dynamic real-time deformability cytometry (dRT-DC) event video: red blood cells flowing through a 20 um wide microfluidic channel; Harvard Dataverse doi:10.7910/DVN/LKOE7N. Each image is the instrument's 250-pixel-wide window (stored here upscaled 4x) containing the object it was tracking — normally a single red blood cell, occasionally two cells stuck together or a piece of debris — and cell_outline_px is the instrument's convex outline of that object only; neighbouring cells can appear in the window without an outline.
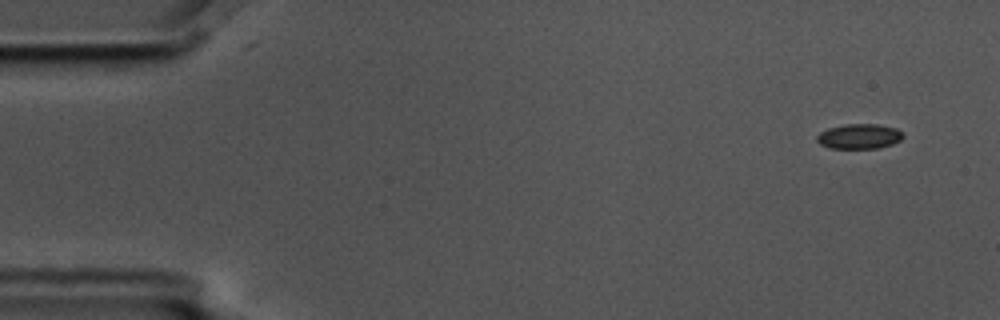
{"species": "common noctule bat (a hibernating species)", "species_latin": "Nyctalus noctula", "temperature_condition": "cold", "stored_images_in_passage": 54, "camera_frame_rate_fps": 3000, "um_per_image_px": 0.085, "animal": {"sex": "male", "body_mass_g": 17.5, "forearm_length_mm": 52.3}, "frame": {"image": 1, "passage_image": 1, "time_ms": 0.0, "image_size_px": [1000, 320], "cell_outline_px": [[904, 136], [900, 140], [892, 144], [876, 148], [828, 148], [820, 144], [816, 140], [816, 136], [820, 132], [828, 128], [848, 124], [876, 124], [896, 128]], "centroid_in_image_um": [73.0, 11.59], "position_along_channel_um": 12.0, "area_um2": 12.43}}
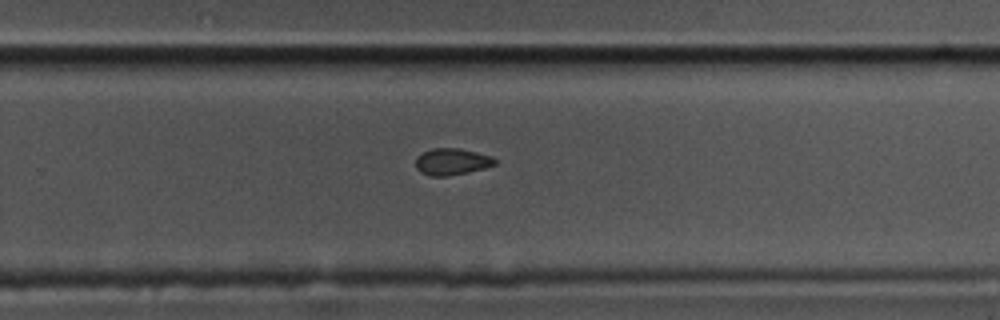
{"frame": {"image": 2, "passage_image": 34, "time_ms": 11.0, "image_size_px": [1000, 320], "cell_outline_px": [[496, 164], [484, 168], [468, 172], [448, 176], [432, 176], [420, 172], [416, 168], [416, 156], [432, 148], [460, 148], [492, 156], [496, 160]], "centroid_in_image_um": [38.4, 13.74], "position_along_channel_um": 291.4, "area_um2": 12.31}}
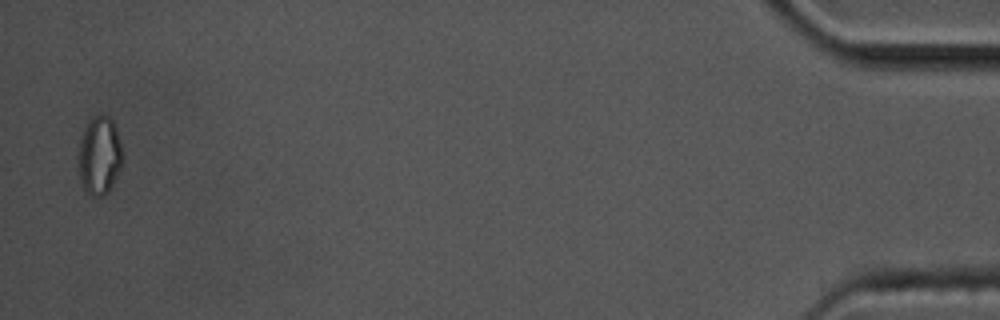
{"frame": {"image": 3, "passage_image": 53, "time_ms": 17.333, "image_size_px": [1000, 320], "cell_outline_px": [[124, 160], [108, 192], [100, 196], [88, 196], [80, 180], [80, 140], [84, 128], [92, 116], [108, 116], [112, 120], [116, 128]], "centroid_in_image_um": [8.47, 13.23], "position_along_channel_um": 426.7, "area_um2": 19.77}, "authors_computed_cell_mechanics": {"area_um2": 12.7738, "velocity_mm_per_s": 3.5743, "shape_relaxation_time_tau1_ms": 4.6437, "shape_relaxation_time_tau2_ms": 5.2952, "deformation_change_tau1": 0.0794, "deformation_change_tau2": 0.0829}}